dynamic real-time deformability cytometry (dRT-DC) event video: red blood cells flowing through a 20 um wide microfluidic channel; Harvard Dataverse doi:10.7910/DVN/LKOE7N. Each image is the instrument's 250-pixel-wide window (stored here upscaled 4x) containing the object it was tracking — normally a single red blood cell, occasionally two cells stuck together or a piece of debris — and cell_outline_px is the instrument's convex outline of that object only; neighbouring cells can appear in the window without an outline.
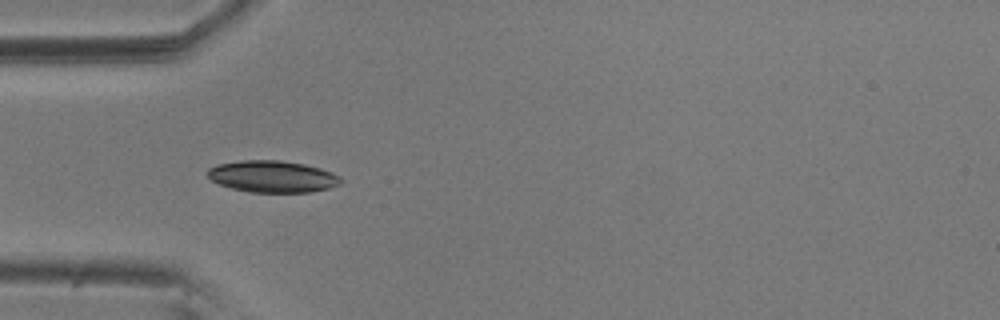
{"species": "common noctule bat (a hibernating species)", "species_latin": "Nyctalus noctula", "temperature_condition": "room temperature", "stored_images_in_passage": 36, "camera_frame_rate_fps": 3000, "um_per_image_px": 0.085, "animal": {"sex": "male", "body_mass_g": 20.5, "forearm_length_mm": 52.5}, "frame": {"image": 1, "passage_image": 1, "time_ms": 0.0, "image_size_px": [1000, 320], "cell_outline_px": [[344, 180], [340, 184], [328, 188], [312, 192], [248, 192], [232, 188], [220, 184], [212, 180], [208, 176], [208, 168], [216, 164], [240, 160], [280, 160], [304, 164], [320, 168], [332, 172], [340, 176]], "centroid_in_image_um": [23.18, 15.0], "position_along_channel_um": 61.8, "area_um2": 24.74}}
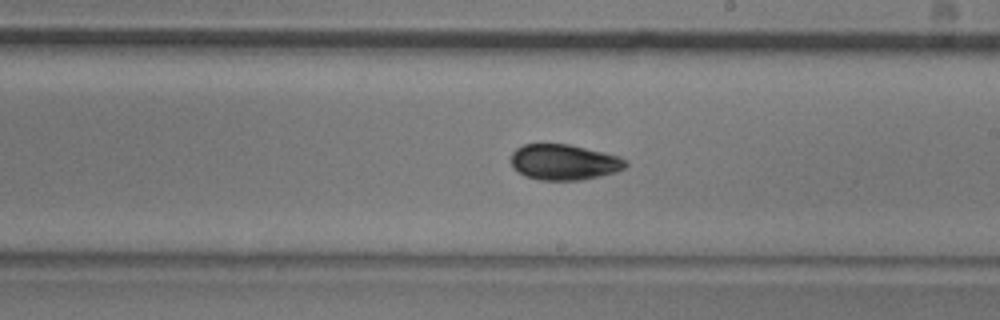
{"frame": {"image": 2, "passage_image": 16, "time_ms": 5.0, "image_size_px": [1000, 320], "cell_outline_px": [[628, 164], [624, 168], [616, 172], [600, 176], [580, 180], [540, 180], [524, 176], [512, 164], [512, 152], [516, 148], [524, 144], [568, 144], [620, 156]], "centroid_in_image_um": [47.95, 13.78], "position_along_channel_um": 241.0, "area_um2": 23.64}}
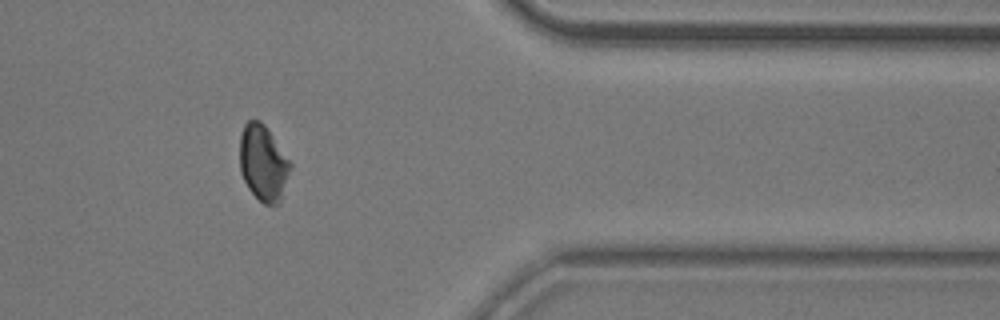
{"frame": {"image": 3, "passage_image": 30, "time_ms": 9.667, "image_size_px": [1000, 320], "cell_outline_px": [[292, 168], [280, 204], [264, 204], [248, 188], [240, 172], [240, 132], [244, 124], [248, 120], [260, 120], [264, 124], [292, 164]], "centroid_in_image_um": [22.38, 13.86], "position_along_channel_um": 389.0, "area_um2": 22.48}, "authors_computed_cell_mechanics": {"area_um2": 23.8136, "velocity_mm_per_s": 3.5905, "shape_relaxation_time_tau1_ms": 2.8725, "shape_relaxation_time_tau2_ms": 1.7317, "deformation_change_tau1": 0.0892, "deformation_change_tau2": 0.0544}}